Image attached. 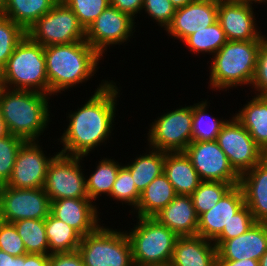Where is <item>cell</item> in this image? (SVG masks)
Returning a JSON list of instances; mask_svg holds the SVG:
<instances>
[{
	"label": "cell",
	"instance_id": "obj_1",
	"mask_svg": "<svg viewBox=\"0 0 267 266\" xmlns=\"http://www.w3.org/2000/svg\"><path fill=\"white\" fill-rule=\"evenodd\" d=\"M102 82L82 107L68 114L69 125L60 138L63 148L59 153L84 157L109 140L120 89L112 80Z\"/></svg>",
	"mask_w": 267,
	"mask_h": 266
},
{
	"label": "cell",
	"instance_id": "obj_2",
	"mask_svg": "<svg viewBox=\"0 0 267 266\" xmlns=\"http://www.w3.org/2000/svg\"><path fill=\"white\" fill-rule=\"evenodd\" d=\"M44 55L50 96L91 79L102 60L85 40L46 46Z\"/></svg>",
	"mask_w": 267,
	"mask_h": 266
},
{
	"label": "cell",
	"instance_id": "obj_3",
	"mask_svg": "<svg viewBox=\"0 0 267 266\" xmlns=\"http://www.w3.org/2000/svg\"><path fill=\"white\" fill-rule=\"evenodd\" d=\"M49 100L50 95L41 92L1 87L0 112L9 134L38 141L51 122Z\"/></svg>",
	"mask_w": 267,
	"mask_h": 266
},
{
	"label": "cell",
	"instance_id": "obj_4",
	"mask_svg": "<svg viewBox=\"0 0 267 266\" xmlns=\"http://www.w3.org/2000/svg\"><path fill=\"white\" fill-rule=\"evenodd\" d=\"M261 40L227 41L212 56L209 66L210 89L227 91L230 87L250 85L254 77Z\"/></svg>",
	"mask_w": 267,
	"mask_h": 266
},
{
	"label": "cell",
	"instance_id": "obj_5",
	"mask_svg": "<svg viewBox=\"0 0 267 266\" xmlns=\"http://www.w3.org/2000/svg\"><path fill=\"white\" fill-rule=\"evenodd\" d=\"M0 78L2 87L49 95L44 46L26 35L1 70Z\"/></svg>",
	"mask_w": 267,
	"mask_h": 266
},
{
	"label": "cell",
	"instance_id": "obj_6",
	"mask_svg": "<svg viewBox=\"0 0 267 266\" xmlns=\"http://www.w3.org/2000/svg\"><path fill=\"white\" fill-rule=\"evenodd\" d=\"M137 220L131 231H125L133 262L146 266H169L179 236L154 217H137Z\"/></svg>",
	"mask_w": 267,
	"mask_h": 266
},
{
	"label": "cell",
	"instance_id": "obj_7",
	"mask_svg": "<svg viewBox=\"0 0 267 266\" xmlns=\"http://www.w3.org/2000/svg\"><path fill=\"white\" fill-rule=\"evenodd\" d=\"M84 266H130L133 263L131 245L124 231L99 226L82 237L77 250Z\"/></svg>",
	"mask_w": 267,
	"mask_h": 266
},
{
	"label": "cell",
	"instance_id": "obj_8",
	"mask_svg": "<svg viewBox=\"0 0 267 266\" xmlns=\"http://www.w3.org/2000/svg\"><path fill=\"white\" fill-rule=\"evenodd\" d=\"M26 34L32 41L44 47L85 40L84 27L74 12L61 0L39 18Z\"/></svg>",
	"mask_w": 267,
	"mask_h": 266
},
{
	"label": "cell",
	"instance_id": "obj_9",
	"mask_svg": "<svg viewBox=\"0 0 267 266\" xmlns=\"http://www.w3.org/2000/svg\"><path fill=\"white\" fill-rule=\"evenodd\" d=\"M193 105L158 116L148 131L149 147L164 152H183L192 142Z\"/></svg>",
	"mask_w": 267,
	"mask_h": 266
},
{
	"label": "cell",
	"instance_id": "obj_10",
	"mask_svg": "<svg viewBox=\"0 0 267 266\" xmlns=\"http://www.w3.org/2000/svg\"><path fill=\"white\" fill-rule=\"evenodd\" d=\"M58 153L48 166L44 190L50 201L64 198H88L86 177L82 172L81 160Z\"/></svg>",
	"mask_w": 267,
	"mask_h": 266
},
{
	"label": "cell",
	"instance_id": "obj_11",
	"mask_svg": "<svg viewBox=\"0 0 267 266\" xmlns=\"http://www.w3.org/2000/svg\"><path fill=\"white\" fill-rule=\"evenodd\" d=\"M231 118L222 126L216 141L226 154L230 165L241 175L260 163L267 155L243 125L234 116Z\"/></svg>",
	"mask_w": 267,
	"mask_h": 266
},
{
	"label": "cell",
	"instance_id": "obj_12",
	"mask_svg": "<svg viewBox=\"0 0 267 266\" xmlns=\"http://www.w3.org/2000/svg\"><path fill=\"white\" fill-rule=\"evenodd\" d=\"M50 210L51 201L44 188L18 189L0 185V221L46 219Z\"/></svg>",
	"mask_w": 267,
	"mask_h": 266
},
{
	"label": "cell",
	"instance_id": "obj_13",
	"mask_svg": "<svg viewBox=\"0 0 267 266\" xmlns=\"http://www.w3.org/2000/svg\"><path fill=\"white\" fill-rule=\"evenodd\" d=\"M135 23L130 15L109 5L85 30V41L103 57L108 46L120 45L133 36Z\"/></svg>",
	"mask_w": 267,
	"mask_h": 266
},
{
	"label": "cell",
	"instance_id": "obj_14",
	"mask_svg": "<svg viewBox=\"0 0 267 266\" xmlns=\"http://www.w3.org/2000/svg\"><path fill=\"white\" fill-rule=\"evenodd\" d=\"M183 152L190 159L201 181L239 185L240 175L230 165L216 140L192 141Z\"/></svg>",
	"mask_w": 267,
	"mask_h": 266
},
{
	"label": "cell",
	"instance_id": "obj_15",
	"mask_svg": "<svg viewBox=\"0 0 267 266\" xmlns=\"http://www.w3.org/2000/svg\"><path fill=\"white\" fill-rule=\"evenodd\" d=\"M41 147L39 141H26L22 144L6 186L18 189L44 188L48 166L59 152L48 157Z\"/></svg>",
	"mask_w": 267,
	"mask_h": 266
},
{
	"label": "cell",
	"instance_id": "obj_16",
	"mask_svg": "<svg viewBox=\"0 0 267 266\" xmlns=\"http://www.w3.org/2000/svg\"><path fill=\"white\" fill-rule=\"evenodd\" d=\"M253 5L239 0L218 2V22L228 41L262 40L265 36L257 28ZM259 30V31H258Z\"/></svg>",
	"mask_w": 267,
	"mask_h": 266
},
{
	"label": "cell",
	"instance_id": "obj_17",
	"mask_svg": "<svg viewBox=\"0 0 267 266\" xmlns=\"http://www.w3.org/2000/svg\"><path fill=\"white\" fill-rule=\"evenodd\" d=\"M218 20V1L193 0L184 7L177 8L166 32L183 42L188 36L211 26Z\"/></svg>",
	"mask_w": 267,
	"mask_h": 266
},
{
	"label": "cell",
	"instance_id": "obj_18",
	"mask_svg": "<svg viewBox=\"0 0 267 266\" xmlns=\"http://www.w3.org/2000/svg\"><path fill=\"white\" fill-rule=\"evenodd\" d=\"M89 198H64L51 201L50 213L75 229L82 237L100 226L98 208Z\"/></svg>",
	"mask_w": 267,
	"mask_h": 266
},
{
	"label": "cell",
	"instance_id": "obj_19",
	"mask_svg": "<svg viewBox=\"0 0 267 266\" xmlns=\"http://www.w3.org/2000/svg\"><path fill=\"white\" fill-rule=\"evenodd\" d=\"M245 205L239 185L233 186L216 206L198 217L197 235L214 241L227 228L233 216Z\"/></svg>",
	"mask_w": 267,
	"mask_h": 266
},
{
	"label": "cell",
	"instance_id": "obj_20",
	"mask_svg": "<svg viewBox=\"0 0 267 266\" xmlns=\"http://www.w3.org/2000/svg\"><path fill=\"white\" fill-rule=\"evenodd\" d=\"M266 251L267 223L256 222L247 232L225 240L217 248V261H259Z\"/></svg>",
	"mask_w": 267,
	"mask_h": 266
},
{
	"label": "cell",
	"instance_id": "obj_21",
	"mask_svg": "<svg viewBox=\"0 0 267 266\" xmlns=\"http://www.w3.org/2000/svg\"><path fill=\"white\" fill-rule=\"evenodd\" d=\"M239 186L255 221L267 223V156L240 175Z\"/></svg>",
	"mask_w": 267,
	"mask_h": 266
},
{
	"label": "cell",
	"instance_id": "obj_22",
	"mask_svg": "<svg viewBox=\"0 0 267 266\" xmlns=\"http://www.w3.org/2000/svg\"><path fill=\"white\" fill-rule=\"evenodd\" d=\"M169 266H217V248L198 235L179 236Z\"/></svg>",
	"mask_w": 267,
	"mask_h": 266
},
{
	"label": "cell",
	"instance_id": "obj_23",
	"mask_svg": "<svg viewBox=\"0 0 267 266\" xmlns=\"http://www.w3.org/2000/svg\"><path fill=\"white\" fill-rule=\"evenodd\" d=\"M154 218L178 236L197 235L198 215L191 195H177Z\"/></svg>",
	"mask_w": 267,
	"mask_h": 266
},
{
	"label": "cell",
	"instance_id": "obj_24",
	"mask_svg": "<svg viewBox=\"0 0 267 266\" xmlns=\"http://www.w3.org/2000/svg\"><path fill=\"white\" fill-rule=\"evenodd\" d=\"M177 195H191L201 182L184 152H164V171Z\"/></svg>",
	"mask_w": 267,
	"mask_h": 266
},
{
	"label": "cell",
	"instance_id": "obj_25",
	"mask_svg": "<svg viewBox=\"0 0 267 266\" xmlns=\"http://www.w3.org/2000/svg\"><path fill=\"white\" fill-rule=\"evenodd\" d=\"M242 110L232 115L267 155V96H252Z\"/></svg>",
	"mask_w": 267,
	"mask_h": 266
},
{
	"label": "cell",
	"instance_id": "obj_26",
	"mask_svg": "<svg viewBox=\"0 0 267 266\" xmlns=\"http://www.w3.org/2000/svg\"><path fill=\"white\" fill-rule=\"evenodd\" d=\"M177 196L174 187L162 173L141 193L134 210L136 217H155Z\"/></svg>",
	"mask_w": 267,
	"mask_h": 266
},
{
	"label": "cell",
	"instance_id": "obj_27",
	"mask_svg": "<svg viewBox=\"0 0 267 266\" xmlns=\"http://www.w3.org/2000/svg\"><path fill=\"white\" fill-rule=\"evenodd\" d=\"M59 0H6L2 13L27 31Z\"/></svg>",
	"mask_w": 267,
	"mask_h": 266
},
{
	"label": "cell",
	"instance_id": "obj_28",
	"mask_svg": "<svg viewBox=\"0 0 267 266\" xmlns=\"http://www.w3.org/2000/svg\"><path fill=\"white\" fill-rule=\"evenodd\" d=\"M149 148L148 154H142L124 165L131 172L139 193L164 171V151Z\"/></svg>",
	"mask_w": 267,
	"mask_h": 266
},
{
	"label": "cell",
	"instance_id": "obj_29",
	"mask_svg": "<svg viewBox=\"0 0 267 266\" xmlns=\"http://www.w3.org/2000/svg\"><path fill=\"white\" fill-rule=\"evenodd\" d=\"M46 237L49 244V255L78 250L82 236L51 213L45 219Z\"/></svg>",
	"mask_w": 267,
	"mask_h": 266
},
{
	"label": "cell",
	"instance_id": "obj_30",
	"mask_svg": "<svg viewBox=\"0 0 267 266\" xmlns=\"http://www.w3.org/2000/svg\"><path fill=\"white\" fill-rule=\"evenodd\" d=\"M121 166L118 161L106 157L99 161L95 171L86 179L88 198L91 201H96L102 194L110 196Z\"/></svg>",
	"mask_w": 267,
	"mask_h": 266
},
{
	"label": "cell",
	"instance_id": "obj_31",
	"mask_svg": "<svg viewBox=\"0 0 267 266\" xmlns=\"http://www.w3.org/2000/svg\"><path fill=\"white\" fill-rule=\"evenodd\" d=\"M12 224L22 238L27 253L49 255L45 219H23Z\"/></svg>",
	"mask_w": 267,
	"mask_h": 266
},
{
	"label": "cell",
	"instance_id": "obj_32",
	"mask_svg": "<svg viewBox=\"0 0 267 266\" xmlns=\"http://www.w3.org/2000/svg\"><path fill=\"white\" fill-rule=\"evenodd\" d=\"M208 103L209 101L205 100L193 105L192 141L216 140L222 126L227 122L207 114Z\"/></svg>",
	"mask_w": 267,
	"mask_h": 266
},
{
	"label": "cell",
	"instance_id": "obj_33",
	"mask_svg": "<svg viewBox=\"0 0 267 266\" xmlns=\"http://www.w3.org/2000/svg\"><path fill=\"white\" fill-rule=\"evenodd\" d=\"M227 37L220 23L217 21L200 31L188 36L183 42L193 53H207L214 55L226 42Z\"/></svg>",
	"mask_w": 267,
	"mask_h": 266
},
{
	"label": "cell",
	"instance_id": "obj_34",
	"mask_svg": "<svg viewBox=\"0 0 267 266\" xmlns=\"http://www.w3.org/2000/svg\"><path fill=\"white\" fill-rule=\"evenodd\" d=\"M231 183L220 181H201L191 194L198 217L216 206L223 196L233 187Z\"/></svg>",
	"mask_w": 267,
	"mask_h": 266
},
{
	"label": "cell",
	"instance_id": "obj_35",
	"mask_svg": "<svg viewBox=\"0 0 267 266\" xmlns=\"http://www.w3.org/2000/svg\"><path fill=\"white\" fill-rule=\"evenodd\" d=\"M26 35V31L21 26L4 13H0V72L6 66L16 46Z\"/></svg>",
	"mask_w": 267,
	"mask_h": 266
},
{
	"label": "cell",
	"instance_id": "obj_36",
	"mask_svg": "<svg viewBox=\"0 0 267 266\" xmlns=\"http://www.w3.org/2000/svg\"><path fill=\"white\" fill-rule=\"evenodd\" d=\"M110 197L117 201H120L134 209L140 199V193L138 192L134 183L131 172L123 165L120 167L117 178L113 184Z\"/></svg>",
	"mask_w": 267,
	"mask_h": 266
},
{
	"label": "cell",
	"instance_id": "obj_37",
	"mask_svg": "<svg viewBox=\"0 0 267 266\" xmlns=\"http://www.w3.org/2000/svg\"><path fill=\"white\" fill-rule=\"evenodd\" d=\"M24 142L12 134L0 138V185H5L10 179L16 155Z\"/></svg>",
	"mask_w": 267,
	"mask_h": 266
},
{
	"label": "cell",
	"instance_id": "obj_38",
	"mask_svg": "<svg viewBox=\"0 0 267 266\" xmlns=\"http://www.w3.org/2000/svg\"><path fill=\"white\" fill-rule=\"evenodd\" d=\"M77 16L86 30L91 23L110 5V0H61Z\"/></svg>",
	"mask_w": 267,
	"mask_h": 266
},
{
	"label": "cell",
	"instance_id": "obj_39",
	"mask_svg": "<svg viewBox=\"0 0 267 266\" xmlns=\"http://www.w3.org/2000/svg\"><path fill=\"white\" fill-rule=\"evenodd\" d=\"M256 223L250 209L244 205L231 219L227 228L213 241L218 248L225 240L236 238L247 232Z\"/></svg>",
	"mask_w": 267,
	"mask_h": 266
},
{
	"label": "cell",
	"instance_id": "obj_40",
	"mask_svg": "<svg viewBox=\"0 0 267 266\" xmlns=\"http://www.w3.org/2000/svg\"><path fill=\"white\" fill-rule=\"evenodd\" d=\"M0 250L15 257L27 254L23 240L12 223L0 221Z\"/></svg>",
	"mask_w": 267,
	"mask_h": 266
},
{
	"label": "cell",
	"instance_id": "obj_41",
	"mask_svg": "<svg viewBox=\"0 0 267 266\" xmlns=\"http://www.w3.org/2000/svg\"><path fill=\"white\" fill-rule=\"evenodd\" d=\"M142 9L164 30L171 24L176 10L170 0H144Z\"/></svg>",
	"mask_w": 267,
	"mask_h": 266
},
{
	"label": "cell",
	"instance_id": "obj_42",
	"mask_svg": "<svg viewBox=\"0 0 267 266\" xmlns=\"http://www.w3.org/2000/svg\"><path fill=\"white\" fill-rule=\"evenodd\" d=\"M252 88L257 96H267V37H264L257 53V63L253 80Z\"/></svg>",
	"mask_w": 267,
	"mask_h": 266
},
{
	"label": "cell",
	"instance_id": "obj_43",
	"mask_svg": "<svg viewBox=\"0 0 267 266\" xmlns=\"http://www.w3.org/2000/svg\"><path fill=\"white\" fill-rule=\"evenodd\" d=\"M48 266H84V263L81 254L75 250L50 254Z\"/></svg>",
	"mask_w": 267,
	"mask_h": 266
},
{
	"label": "cell",
	"instance_id": "obj_44",
	"mask_svg": "<svg viewBox=\"0 0 267 266\" xmlns=\"http://www.w3.org/2000/svg\"><path fill=\"white\" fill-rule=\"evenodd\" d=\"M143 2L144 0H110V5L135 19L137 14L143 10Z\"/></svg>",
	"mask_w": 267,
	"mask_h": 266
},
{
	"label": "cell",
	"instance_id": "obj_45",
	"mask_svg": "<svg viewBox=\"0 0 267 266\" xmlns=\"http://www.w3.org/2000/svg\"><path fill=\"white\" fill-rule=\"evenodd\" d=\"M49 255L27 253L22 255V266H48Z\"/></svg>",
	"mask_w": 267,
	"mask_h": 266
},
{
	"label": "cell",
	"instance_id": "obj_46",
	"mask_svg": "<svg viewBox=\"0 0 267 266\" xmlns=\"http://www.w3.org/2000/svg\"><path fill=\"white\" fill-rule=\"evenodd\" d=\"M0 266H22V256H12L0 250Z\"/></svg>",
	"mask_w": 267,
	"mask_h": 266
},
{
	"label": "cell",
	"instance_id": "obj_47",
	"mask_svg": "<svg viewBox=\"0 0 267 266\" xmlns=\"http://www.w3.org/2000/svg\"><path fill=\"white\" fill-rule=\"evenodd\" d=\"M217 266H259V261L254 259L242 261H217Z\"/></svg>",
	"mask_w": 267,
	"mask_h": 266
},
{
	"label": "cell",
	"instance_id": "obj_48",
	"mask_svg": "<svg viewBox=\"0 0 267 266\" xmlns=\"http://www.w3.org/2000/svg\"><path fill=\"white\" fill-rule=\"evenodd\" d=\"M9 134L8 129L6 127V124L2 118L1 112H0V138L5 137Z\"/></svg>",
	"mask_w": 267,
	"mask_h": 266
},
{
	"label": "cell",
	"instance_id": "obj_49",
	"mask_svg": "<svg viewBox=\"0 0 267 266\" xmlns=\"http://www.w3.org/2000/svg\"><path fill=\"white\" fill-rule=\"evenodd\" d=\"M193 0H170L172 5L177 9L184 7L185 5L191 3Z\"/></svg>",
	"mask_w": 267,
	"mask_h": 266
},
{
	"label": "cell",
	"instance_id": "obj_50",
	"mask_svg": "<svg viewBox=\"0 0 267 266\" xmlns=\"http://www.w3.org/2000/svg\"><path fill=\"white\" fill-rule=\"evenodd\" d=\"M239 1L245 2V3L250 4V5H252L254 3L260 4L262 2H263V4H264V2L267 3V0H239Z\"/></svg>",
	"mask_w": 267,
	"mask_h": 266
},
{
	"label": "cell",
	"instance_id": "obj_51",
	"mask_svg": "<svg viewBox=\"0 0 267 266\" xmlns=\"http://www.w3.org/2000/svg\"><path fill=\"white\" fill-rule=\"evenodd\" d=\"M259 266H267V251L259 260Z\"/></svg>",
	"mask_w": 267,
	"mask_h": 266
},
{
	"label": "cell",
	"instance_id": "obj_52",
	"mask_svg": "<svg viewBox=\"0 0 267 266\" xmlns=\"http://www.w3.org/2000/svg\"><path fill=\"white\" fill-rule=\"evenodd\" d=\"M6 0H0V13L2 12Z\"/></svg>",
	"mask_w": 267,
	"mask_h": 266
},
{
	"label": "cell",
	"instance_id": "obj_53",
	"mask_svg": "<svg viewBox=\"0 0 267 266\" xmlns=\"http://www.w3.org/2000/svg\"><path fill=\"white\" fill-rule=\"evenodd\" d=\"M130 266H146V265H142V264H137V263H132Z\"/></svg>",
	"mask_w": 267,
	"mask_h": 266
}]
</instances>
